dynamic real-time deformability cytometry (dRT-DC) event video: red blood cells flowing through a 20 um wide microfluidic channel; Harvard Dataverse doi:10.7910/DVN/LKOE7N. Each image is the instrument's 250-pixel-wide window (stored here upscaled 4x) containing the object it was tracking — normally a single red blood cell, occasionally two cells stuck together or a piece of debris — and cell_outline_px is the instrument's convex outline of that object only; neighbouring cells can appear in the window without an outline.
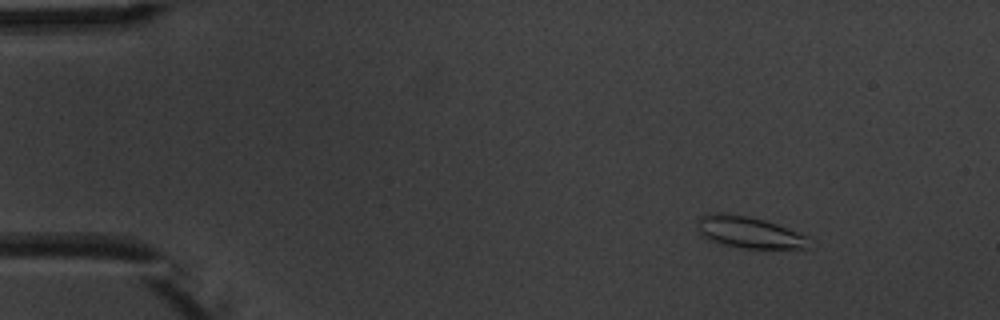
{"species": "common noctule bat (a hibernating species)", "species_latin": "Nyctalus noctula", "temperature_condition": "warm", "stored_images_in_passage": 5, "camera_frame_rate_fps": 3000, "um_per_image_px": 0.085, "animal": {"sex": "male", "body_mass_g": 20.1, "forearm_length_mm": 53.5}, "frame": {"image": 1, "passage_image": 2, "time_ms": 1.0, "image_size_px": [1000, 320], "cell_outline_px": [[812, 248], [740, 248], [720, 244], [708, 240], [700, 236], [696, 224], [700, 216], [704, 212], [724, 212], [748, 216], [764, 220], [776, 224], [808, 236]], "centroid_in_image_um": [63.6, 19.73], "position_along_channel_um": 21.4, "area_um2": 21.04}}
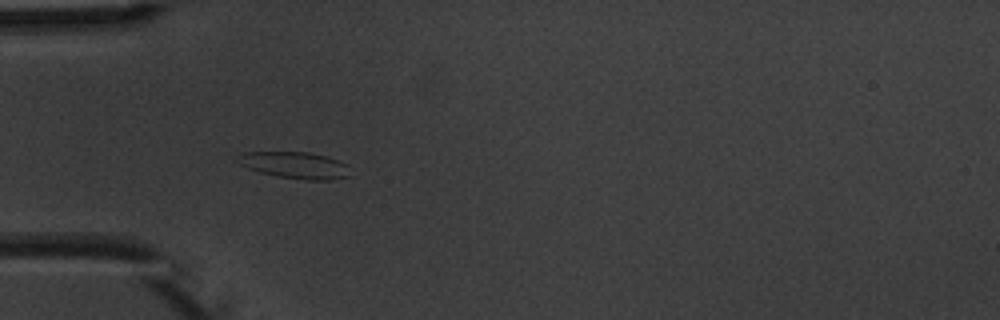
{"frame": {"image": 2, "passage_image": 4, "time_ms": 4.333, "image_size_px": [1000, 320], "cell_outline_px": [[348, 176], [332, 180], [308, 180], [276, 176], [260, 172], [248, 168], [240, 164], [236, 160], [236, 156], [244, 152], [308, 152], [324, 156], [348, 164]], "centroid_in_image_um": [25.04, 14.04], "position_along_channel_um": 60.0, "area_um2": 17.34}}
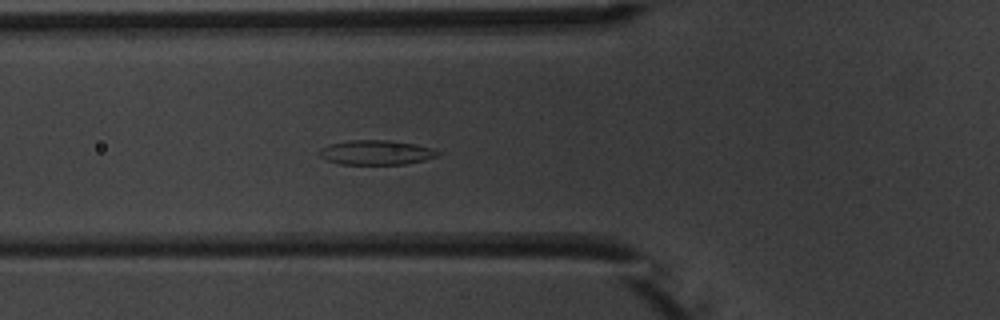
{"frame": {"image": 3, "passage_image": 5, "time_ms": 5.333, "image_size_px": [1000, 320], "cell_outline_px": [[440, 152], [436, 156], [424, 160], [404, 164], [340, 164], [328, 160], [320, 156], [320, 148], [328, 144], [348, 140], [392, 140], [416, 144], [432, 148]], "centroid_in_image_um": [31.97, 12.95], "position_along_channel_um": 93.8, "area_um2": 16.94}}